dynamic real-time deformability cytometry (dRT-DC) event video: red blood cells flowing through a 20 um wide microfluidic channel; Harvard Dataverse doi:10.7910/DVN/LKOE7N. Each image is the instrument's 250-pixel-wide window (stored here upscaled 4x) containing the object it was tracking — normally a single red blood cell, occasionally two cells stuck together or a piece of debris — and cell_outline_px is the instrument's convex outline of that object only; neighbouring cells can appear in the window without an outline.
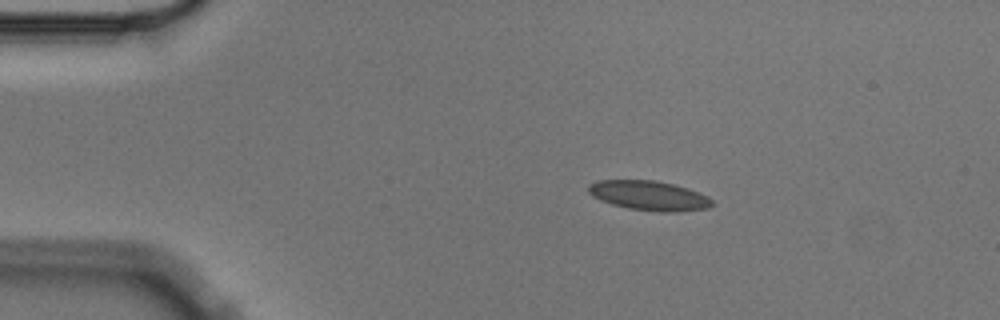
{"species": "Egyptian fruit bat (a non-hibernating species)", "species_latin": "Rousettus aegyptiacus", "temperature_condition": "cold", "stored_images_in_passage": 7, "camera_frame_rate_fps": 3000, "um_per_image_px": 0.085, "animal": {"sex": "male"}, "frame": {"image": 1, "passage_image": 1, "time_ms": 0.0, "image_size_px": [1000, 320], "cell_outline_px": [[712, 204], [708, 208], [672, 212], [660, 212], [628, 208], [612, 204], [600, 200], [592, 196], [588, 192], [588, 184], [596, 180], [656, 180], [688, 188], [708, 196], [712, 200]], "centroid_in_image_um": [55.13, 16.61], "position_along_channel_um": 29.9, "area_um2": 21.33}}
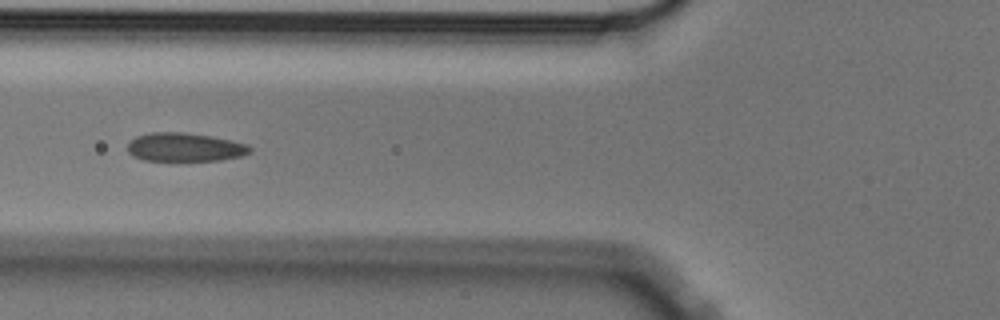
{"frame": {"image": 2, "passage_image": 4, "time_ms": 1.0, "image_size_px": [1000, 320], "cell_outline_px": [[252, 152], [240, 156], [220, 160], [144, 160], [132, 156], [128, 152], [128, 144], [136, 136], [152, 132], [184, 132], [212, 136], [232, 140], [248, 144], [252, 148]], "centroid_in_image_um": [15.73, 12.5], "position_along_channel_um": 110.1, "area_um2": 20.4}}
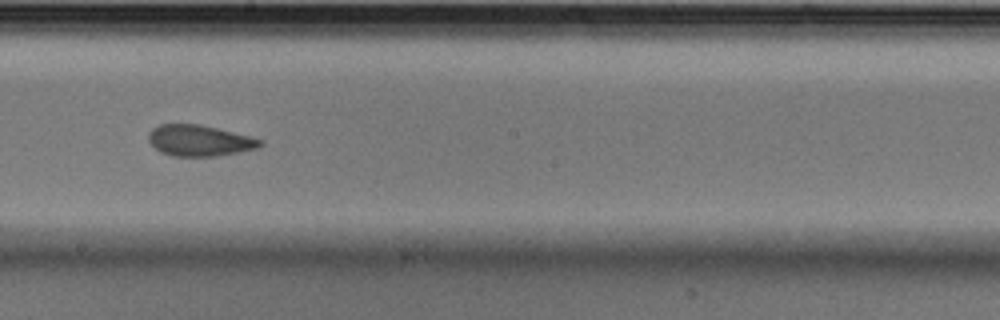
{"frame": {"image": 3, "passage_image": 7, "time_ms": 2.0, "image_size_px": [1000, 320], "cell_outline_px": [[264, 144], [260, 148], [240, 152], [216, 156], [172, 156], [160, 152], [148, 140], [148, 132], [152, 128], [160, 124], [200, 124], [248, 136], [260, 140]], "centroid_in_image_um": [16.93, 11.95], "position_along_channel_um": 231.3, "area_um2": 20.17}}